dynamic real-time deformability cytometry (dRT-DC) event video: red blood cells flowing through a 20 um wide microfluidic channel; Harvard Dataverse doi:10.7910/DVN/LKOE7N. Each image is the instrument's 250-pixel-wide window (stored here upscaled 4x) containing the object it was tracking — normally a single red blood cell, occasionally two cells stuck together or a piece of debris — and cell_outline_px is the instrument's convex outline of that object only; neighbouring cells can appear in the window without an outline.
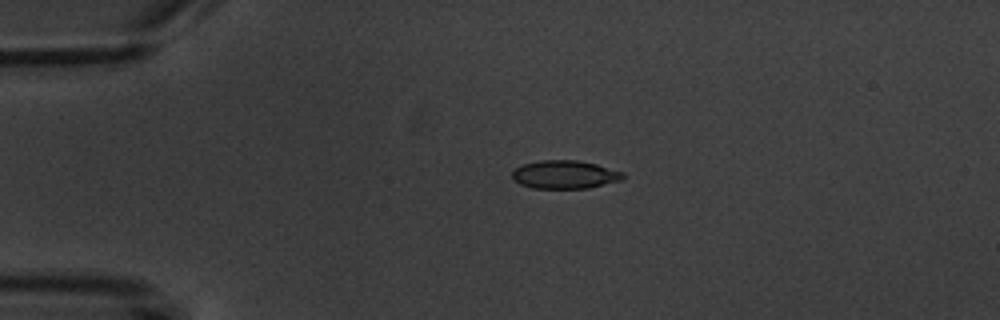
{"species": "common noctule bat (a hibernating species)", "species_latin": "Nyctalus noctula", "temperature_condition": "warm", "stored_images_in_passage": 6, "camera_frame_rate_fps": 3000, "um_per_image_px": 0.085, "animal": {"sex": "male", "body_mass_g": 20.1, "forearm_length_mm": 53.5}, "frame": {"image": 1, "passage_image": 4, "time_ms": 3.667, "image_size_px": [1000, 320], "cell_outline_px": [[624, 180], [588, 188], [532, 188], [520, 184], [512, 180], [512, 172], [516, 168], [524, 164], [540, 160], [576, 160], [596, 164], [624, 172]], "centroid_in_image_um": [48.02, 14.84], "position_along_channel_um": 37.0, "area_um2": 18.32}}
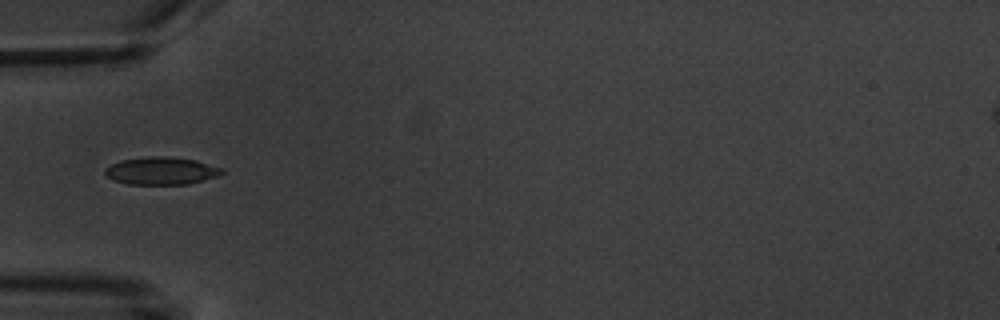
{"frame": {"image": 2, "passage_image": 6, "time_ms": 5.667, "image_size_px": [1000, 320], "cell_outline_px": [[224, 172], [220, 176], [188, 184], [128, 184], [112, 180], [104, 172], [104, 168], [120, 160], [148, 156], [168, 156], [196, 160], [220, 168]], "centroid_in_image_um": [13.69, 14.52], "position_along_channel_um": 71.3, "area_um2": 18.84}}